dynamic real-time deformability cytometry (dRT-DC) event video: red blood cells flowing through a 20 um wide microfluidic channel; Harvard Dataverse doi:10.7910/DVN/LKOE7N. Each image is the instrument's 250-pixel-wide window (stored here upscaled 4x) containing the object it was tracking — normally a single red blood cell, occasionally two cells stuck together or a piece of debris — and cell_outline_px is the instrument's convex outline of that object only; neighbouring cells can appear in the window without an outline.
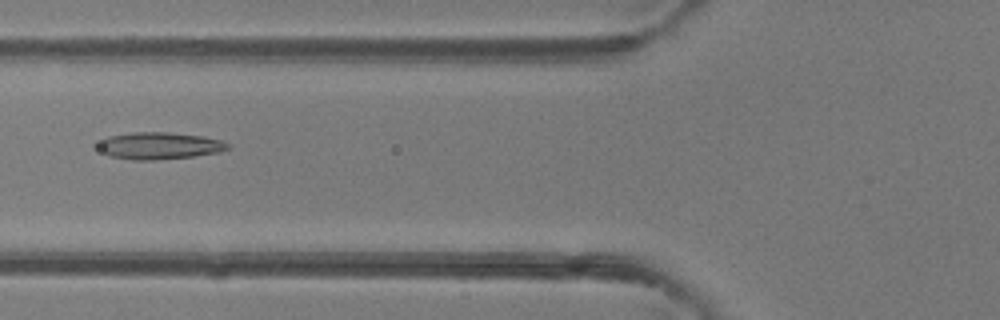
{"species": "common noctule bat (a hibernating species)", "species_latin": "Nyctalus noctula", "temperature_condition": "room temperature", "stored_images_in_passage": 31, "camera_frame_rate_fps": 3000, "um_per_image_px": 0.085, "animal": {"sex": "female"}, "frame": {"image": 1, "passage_image": 5, "time_ms": 1.333, "image_size_px": [1000, 320], "cell_outline_px": [[232, 148], [220, 152], [192, 156], [152, 160], [132, 160], [108, 156], [92, 144], [108, 136], [132, 132], [168, 132], [204, 136], [220, 140], [228, 144]], "centroid_in_image_um": [13.48, 12.38], "position_along_channel_um": 112.3, "area_um2": 20.69}}
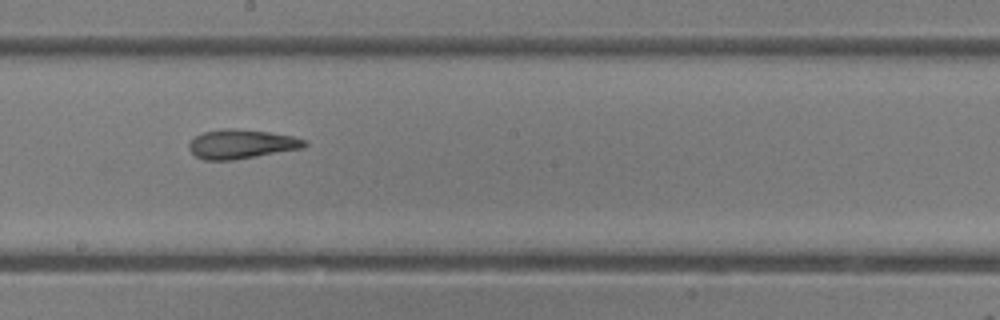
{"frame": {"image": 2, "passage_image": 13, "time_ms": 4.0, "image_size_px": [1000, 320], "cell_outline_px": [[308, 144], [304, 148], [232, 160], [204, 160], [196, 156], [188, 148], [188, 144], [196, 136], [204, 132], [224, 128], [232, 128], [268, 132], [292, 136], [308, 140]], "centroid_in_image_um": [20.54, 12.24], "position_along_channel_um": 227.7, "area_um2": 19.59}}
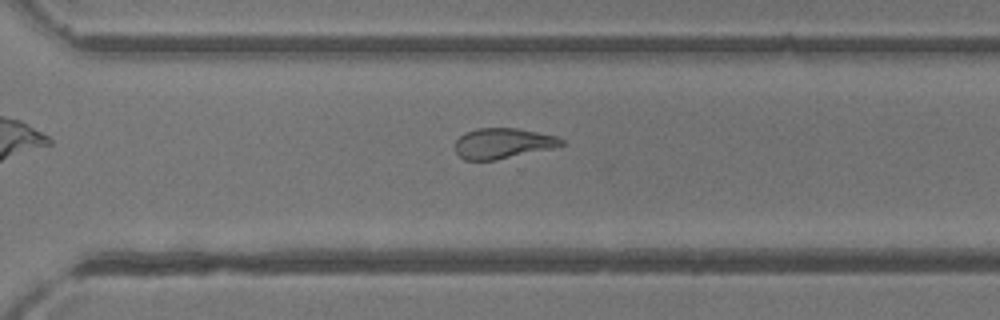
{"frame": {"image": 3, "passage_image": 20, "time_ms": 6.333, "image_size_px": [1000, 320], "cell_outline_px": [[564, 144], [552, 148], [496, 160], [464, 160], [456, 152], [456, 140], [464, 132], [476, 128], [516, 128], [556, 136], [564, 140]], "centroid_in_image_um": [42.72, 12.18], "position_along_channel_um": 327.9, "area_um2": 18.73}, "authors_computed_cell_mechanics": {"area_um2": 20.0566, "velocity_mm_per_s": 4.3153, "shape_relaxation_time_tau1_ms": null, "shape_relaxation_time_tau2_ms": 2.367, "deformation_change_tau1": null, "deformation_change_tau2": 0.117}}